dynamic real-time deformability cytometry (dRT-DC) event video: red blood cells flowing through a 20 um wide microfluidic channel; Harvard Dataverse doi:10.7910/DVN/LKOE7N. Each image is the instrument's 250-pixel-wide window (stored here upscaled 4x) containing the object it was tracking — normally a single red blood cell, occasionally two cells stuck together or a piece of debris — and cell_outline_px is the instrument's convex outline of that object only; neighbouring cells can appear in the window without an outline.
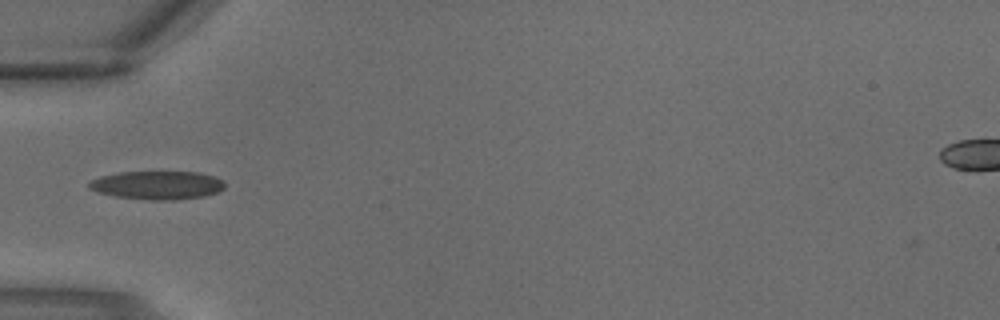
{"species": "common noctule bat (a hibernating species)", "species_latin": "Nyctalus noctula", "temperature_condition": "warm", "stored_images_in_passage": 3, "camera_frame_rate_fps": 3000, "um_per_image_px": 0.085, "animal": {"sex": "male", "body_mass_g": 18.8}, "frame": {"image": 1, "passage_image": 3, "time_ms": 0.667, "image_size_px": [1000, 320], "cell_outline_px": [[224, 188], [216, 192], [204, 196], [172, 200], [148, 200], [116, 196], [100, 192], [88, 188], [88, 184], [92, 180], [100, 176], [120, 172], [200, 172], [216, 176], [224, 180]], "centroid_in_image_um": [13.4, 15.73], "position_along_channel_um": 71.6, "area_um2": 22.43}}